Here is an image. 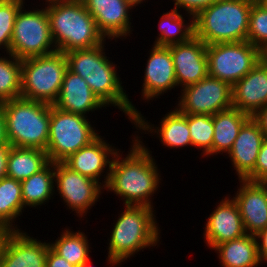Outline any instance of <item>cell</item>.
<instances>
[{"label":"cell","instance_id":"obj_7","mask_svg":"<svg viewBox=\"0 0 267 267\" xmlns=\"http://www.w3.org/2000/svg\"><path fill=\"white\" fill-rule=\"evenodd\" d=\"M67 69L65 54L59 51L21 60L20 97L53 105Z\"/></svg>","mask_w":267,"mask_h":267},{"label":"cell","instance_id":"obj_31","mask_svg":"<svg viewBox=\"0 0 267 267\" xmlns=\"http://www.w3.org/2000/svg\"><path fill=\"white\" fill-rule=\"evenodd\" d=\"M7 55L0 56V103L21 96V60Z\"/></svg>","mask_w":267,"mask_h":267},{"label":"cell","instance_id":"obj_37","mask_svg":"<svg viewBox=\"0 0 267 267\" xmlns=\"http://www.w3.org/2000/svg\"><path fill=\"white\" fill-rule=\"evenodd\" d=\"M45 267H75L70 264L65 258L55 253L50 247L46 256Z\"/></svg>","mask_w":267,"mask_h":267},{"label":"cell","instance_id":"obj_27","mask_svg":"<svg viewBox=\"0 0 267 267\" xmlns=\"http://www.w3.org/2000/svg\"><path fill=\"white\" fill-rule=\"evenodd\" d=\"M24 208L37 207L48 203L55 193L54 163L50 162L43 170L21 181Z\"/></svg>","mask_w":267,"mask_h":267},{"label":"cell","instance_id":"obj_40","mask_svg":"<svg viewBox=\"0 0 267 267\" xmlns=\"http://www.w3.org/2000/svg\"><path fill=\"white\" fill-rule=\"evenodd\" d=\"M9 150L10 145H0V179L6 177Z\"/></svg>","mask_w":267,"mask_h":267},{"label":"cell","instance_id":"obj_21","mask_svg":"<svg viewBox=\"0 0 267 267\" xmlns=\"http://www.w3.org/2000/svg\"><path fill=\"white\" fill-rule=\"evenodd\" d=\"M265 139L258 123L250 117L239 131L232 148L228 152L238 180H244L254 169Z\"/></svg>","mask_w":267,"mask_h":267},{"label":"cell","instance_id":"obj_29","mask_svg":"<svg viewBox=\"0 0 267 267\" xmlns=\"http://www.w3.org/2000/svg\"><path fill=\"white\" fill-rule=\"evenodd\" d=\"M24 211L21 182L10 177L0 179V227L7 231H20L15 224ZM14 223V225H13Z\"/></svg>","mask_w":267,"mask_h":267},{"label":"cell","instance_id":"obj_19","mask_svg":"<svg viewBox=\"0 0 267 267\" xmlns=\"http://www.w3.org/2000/svg\"><path fill=\"white\" fill-rule=\"evenodd\" d=\"M210 214L203 233L205 244L210 250L222 242L246 234L238 206L230 196H225Z\"/></svg>","mask_w":267,"mask_h":267},{"label":"cell","instance_id":"obj_12","mask_svg":"<svg viewBox=\"0 0 267 267\" xmlns=\"http://www.w3.org/2000/svg\"><path fill=\"white\" fill-rule=\"evenodd\" d=\"M56 191L67 208L83 217L98 202L104 188L96 181L72 170L64 162L54 163Z\"/></svg>","mask_w":267,"mask_h":267},{"label":"cell","instance_id":"obj_26","mask_svg":"<svg viewBox=\"0 0 267 267\" xmlns=\"http://www.w3.org/2000/svg\"><path fill=\"white\" fill-rule=\"evenodd\" d=\"M49 163L45 150L10 146L6 176L21 182L43 170Z\"/></svg>","mask_w":267,"mask_h":267},{"label":"cell","instance_id":"obj_38","mask_svg":"<svg viewBox=\"0 0 267 267\" xmlns=\"http://www.w3.org/2000/svg\"><path fill=\"white\" fill-rule=\"evenodd\" d=\"M255 237L257 240L259 259L262 263H267V227L255 235Z\"/></svg>","mask_w":267,"mask_h":267},{"label":"cell","instance_id":"obj_4","mask_svg":"<svg viewBox=\"0 0 267 267\" xmlns=\"http://www.w3.org/2000/svg\"><path fill=\"white\" fill-rule=\"evenodd\" d=\"M46 12L51 35L59 52L92 48L106 40L81 0L48 4Z\"/></svg>","mask_w":267,"mask_h":267},{"label":"cell","instance_id":"obj_13","mask_svg":"<svg viewBox=\"0 0 267 267\" xmlns=\"http://www.w3.org/2000/svg\"><path fill=\"white\" fill-rule=\"evenodd\" d=\"M29 234L8 231L0 248V267H45L50 247Z\"/></svg>","mask_w":267,"mask_h":267},{"label":"cell","instance_id":"obj_23","mask_svg":"<svg viewBox=\"0 0 267 267\" xmlns=\"http://www.w3.org/2000/svg\"><path fill=\"white\" fill-rule=\"evenodd\" d=\"M55 107L83 116L89 112L106 108L101 100L93 93L85 79L67 69L62 82L61 91Z\"/></svg>","mask_w":267,"mask_h":267},{"label":"cell","instance_id":"obj_46","mask_svg":"<svg viewBox=\"0 0 267 267\" xmlns=\"http://www.w3.org/2000/svg\"><path fill=\"white\" fill-rule=\"evenodd\" d=\"M90 260H86L84 261L82 264H80L78 267H92L91 265H89Z\"/></svg>","mask_w":267,"mask_h":267},{"label":"cell","instance_id":"obj_8","mask_svg":"<svg viewBox=\"0 0 267 267\" xmlns=\"http://www.w3.org/2000/svg\"><path fill=\"white\" fill-rule=\"evenodd\" d=\"M97 133H96V132ZM99 136L88 116L63 111L50 105L47 155L50 162H63Z\"/></svg>","mask_w":267,"mask_h":267},{"label":"cell","instance_id":"obj_3","mask_svg":"<svg viewBox=\"0 0 267 267\" xmlns=\"http://www.w3.org/2000/svg\"><path fill=\"white\" fill-rule=\"evenodd\" d=\"M154 211L145 205H125L108 238L107 263L110 266H120L135 253L160 242L161 232Z\"/></svg>","mask_w":267,"mask_h":267},{"label":"cell","instance_id":"obj_28","mask_svg":"<svg viewBox=\"0 0 267 267\" xmlns=\"http://www.w3.org/2000/svg\"><path fill=\"white\" fill-rule=\"evenodd\" d=\"M172 10V11H171ZM163 13L159 20V31L157 39L154 41L155 46H170L184 43L194 37V17L183 18L181 12L172 8ZM188 22V23H187Z\"/></svg>","mask_w":267,"mask_h":267},{"label":"cell","instance_id":"obj_30","mask_svg":"<svg viewBox=\"0 0 267 267\" xmlns=\"http://www.w3.org/2000/svg\"><path fill=\"white\" fill-rule=\"evenodd\" d=\"M55 242H49L50 248L65 258L70 264L78 267L84 261L91 259V247L87 235L80 230L78 232L71 231L69 228L61 232Z\"/></svg>","mask_w":267,"mask_h":267},{"label":"cell","instance_id":"obj_22","mask_svg":"<svg viewBox=\"0 0 267 267\" xmlns=\"http://www.w3.org/2000/svg\"><path fill=\"white\" fill-rule=\"evenodd\" d=\"M133 125L139 129L143 130L145 134H154L157 133V137L159 141L168 148H182L185 146L192 147V141L190 137V130L188 127V114L181 113L176 107L174 110H170V112L166 113L164 117H162L160 122V127H154V124H150L142 116L141 112H138ZM146 131L148 133H146Z\"/></svg>","mask_w":267,"mask_h":267},{"label":"cell","instance_id":"obj_11","mask_svg":"<svg viewBox=\"0 0 267 267\" xmlns=\"http://www.w3.org/2000/svg\"><path fill=\"white\" fill-rule=\"evenodd\" d=\"M176 108L183 114L211 115L232 106V86L208 75L201 81L181 89Z\"/></svg>","mask_w":267,"mask_h":267},{"label":"cell","instance_id":"obj_44","mask_svg":"<svg viewBox=\"0 0 267 267\" xmlns=\"http://www.w3.org/2000/svg\"><path fill=\"white\" fill-rule=\"evenodd\" d=\"M7 230H5L4 228L0 227V248L3 242V239L5 237V235L7 234Z\"/></svg>","mask_w":267,"mask_h":267},{"label":"cell","instance_id":"obj_14","mask_svg":"<svg viewBox=\"0 0 267 267\" xmlns=\"http://www.w3.org/2000/svg\"><path fill=\"white\" fill-rule=\"evenodd\" d=\"M94 18L99 32L104 38L126 39L133 34L130 10L134 7L125 0H81ZM132 29V30H131ZM116 38V39H115Z\"/></svg>","mask_w":267,"mask_h":267},{"label":"cell","instance_id":"obj_24","mask_svg":"<svg viewBox=\"0 0 267 267\" xmlns=\"http://www.w3.org/2000/svg\"><path fill=\"white\" fill-rule=\"evenodd\" d=\"M218 253L220 266L223 267H258L259 259L257 240L254 235L222 242L213 248Z\"/></svg>","mask_w":267,"mask_h":267},{"label":"cell","instance_id":"obj_33","mask_svg":"<svg viewBox=\"0 0 267 267\" xmlns=\"http://www.w3.org/2000/svg\"><path fill=\"white\" fill-rule=\"evenodd\" d=\"M25 0H0V50L10 51L14 22ZM2 48V49H1Z\"/></svg>","mask_w":267,"mask_h":267},{"label":"cell","instance_id":"obj_1","mask_svg":"<svg viewBox=\"0 0 267 267\" xmlns=\"http://www.w3.org/2000/svg\"><path fill=\"white\" fill-rule=\"evenodd\" d=\"M135 135L124 158L120 154L122 151L114 155L104 189L121 197L124 205H145L154 208L151 199L162 178L152 151L144 145L140 136Z\"/></svg>","mask_w":267,"mask_h":267},{"label":"cell","instance_id":"obj_45","mask_svg":"<svg viewBox=\"0 0 267 267\" xmlns=\"http://www.w3.org/2000/svg\"><path fill=\"white\" fill-rule=\"evenodd\" d=\"M256 1L267 10V0H256Z\"/></svg>","mask_w":267,"mask_h":267},{"label":"cell","instance_id":"obj_6","mask_svg":"<svg viewBox=\"0 0 267 267\" xmlns=\"http://www.w3.org/2000/svg\"><path fill=\"white\" fill-rule=\"evenodd\" d=\"M6 137L12 147L47 149L50 104L22 97L0 103Z\"/></svg>","mask_w":267,"mask_h":267},{"label":"cell","instance_id":"obj_10","mask_svg":"<svg viewBox=\"0 0 267 267\" xmlns=\"http://www.w3.org/2000/svg\"><path fill=\"white\" fill-rule=\"evenodd\" d=\"M208 74L233 86L260 60L261 50L248 41L207 45Z\"/></svg>","mask_w":267,"mask_h":267},{"label":"cell","instance_id":"obj_35","mask_svg":"<svg viewBox=\"0 0 267 267\" xmlns=\"http://www.w3.org/2000/svg\"><path fill=\"white\" fill-rule=\"evenodd\" d=\"M250 182H267V138L261 145L255 169L244 179Z\"/></svg>","mask_w":267,"mask_h":267},{"label":"cell","instance_id":"obj_42","mask_svg":"<svg viewBox=\"0 0 267 267\" xmlns=\"http://www.w3.org/2000/svg\"><path fill=\"white\" fill-rule=\"evenodd\" d=\"M261 60L267 64V45L261 49Z\"/></svg>","mask_w":267,"mask_h":267},{"label":"cell","instance_id":"obj_43","mask_svg":"<svg viewBox=\"0 0 267 267\" xmlns=\"http://www.w3.org/2000/svg\"><path fill=\"white\" fill-rule=\"evenodd\" d=\"M125 1L128 2L129 4H131L133 7L136 8V6H138V4L140 5L145 0H125Z\"/></svg>","mask_w":267,"mask_h":267},{"label":"cell","instance_id":"obj_15","mask_svg":"<svg viewBox=\"0 0 267 267\" xmlns=\"http://www.w3.org/2000/svg\"><path fill=\"white\" fill-rule=\"evenodd\" d=\"M173 58L177 85L185 86L197 83L208 74L207 45L197 38L168 46Z\"/></svg>","mask_w":267,"mask_h":267},{"label":"cell","instance_id":"obj_17","mask_svg":"<svg viewBox=\"0 0 267 267\" xmlns=\"http://www.w3.org/2000/svg\"><path fill=\"white\" fill-rule=\"evenodd\" d=\"M239 182L233 200L238 206L245 233L255 236L267 227V182Z\"/></svg>","mask_w":267,"mask_h":267},{"label":"cell","instance_id":"obj_47","mask_svg":"<svg viewBox=\"0 0 267 267\" xmlns=\"http://www.w3.org/2000/svg\"><path fill=\"white\" fill-rule=\"evenodd\" d=\"M62 1H66V0H45V5L51 4V3H56V2H62Z\"/></svg>","mask_w":267,"mask_h":267},{"label":"cell","instance_id":"obj_16","mask_svg":"<svg viewBox=\"0 0 267 267\" xmlns=\"http://www.w3.org/2000/svg\"><path fill=\"white\" fill-rule=\"evenodd\" d=\"M119 150L114 149V146L110 145L104 140V137L102 138L99 135L89 145L71 154L63 162L72 170L98 182L104 188L109 179L113 157ZM104 172L106 175L104 174V181L102 180L101 183L99 180Z\"/></svg>","mask_w":267,"mask_h":267},{"label":"cell","instance_id":"obj_20","mask_svg":"<svg viewBox=\"0 0 267 267\" xmlns=\"http://www.w3.org/2000/svg\"><path fill=\"white\" fill-rule=\"evenodd\" d=\"M267 105V64L260 60L232 86V106L253 116Z\"/></svg>","mask_w":267,"mask_h":267},{"label":"cell","instance_id":"obj_2","mask_svg":"<svg viewBox=\"0 0 267 267\" xmlns=\"http://www.w3.org/2000/svg\"><path fill=\"white\" fill-rule=\"evenodd\" d=\"M106 40L95 47L69 51L65 54L68 70L78 74L87 82L93 93L109 107H117L131 123L138 114L118 76L117 65L105 54ZM125 91V92H124Z\"/></svg>","mask_w":267,"mask_h":267},{"label":"cell","instance_id":"obj_9","mask_svg":"<svg viewBox=\"0 0 267 267\" xmlns=\"http://www.w3.org/2000/svg\"><path fill=\"white\" fill-rule=\"evenodd\" d=\"M41 8L26 11L23 5L16 15L9 53L20 60L57 51L46 7Z\"/></svg>","mask_w":267,"mask_h":267},{"label":"cell","instance_id":"obj_5","mask_svg":"<svg viewBox=\"0 0 267 267\" xmlns=\"http://www.w3.org/2000/svg\"><path fill=\"white\" fill-rule=\"evenodd\" d=\"M256 0H217L194 17V35L206 45L247 41Z\"/></svg>","mask_w":267,"mask_h":267},{"label":"cell","instance_id":"obj_36","mask_svg":"<svg viewBox=\"0 0 267 267\" xmlns=\"http://www.w3.org/2000/svg\"><path fill=\"white\" fill-rule=\"evenodd\" d=\"M174 9L179 10L183 8L186 10V14H189V17H195L200 11L204 8H207L217 0H173Z\"/></svg>","mask_w":267,"mask_h":267},{"label":"cell","instance_id":"obj_34","mask_svg":"<svg viewBox=\"0 0 267 267\" xmlns=\"http://www.w3.org/2000/svg\"><path fill=\"white\" fill-rule=\"evenodd\" d=\"M247 41L260 50L267 45V10L257 1L251 7Z\"/></svg>","mask_w":267,"mask_h":267},{"label":"cell","instance_id":"obj_25","mask_svg":"<svg viewBox=\"0 0 267 267\" xmlns=\"http://www.w3.org/2000/svg\"><path fill=\"white\" fill-rule=\"evenodd\" d=\"M248 114L231 107L213 115L214 136L212 155L230 151L243 124L250 118Z\"/></svg>","mask_w":267,"mask_h":267},{"label":"cell","instance_id":"obj_39","mask_svg":"<svg viewBox=\"0 0 267 267\" xmlns=\"http://www.w3.org/2000/svg\"><path fill=\"white\" fill-rule=\"evenodd\" d=\"M252 118L258 123L265 138H267V105L258 110Z\"/></svg>","mask_w":267,"mask_h":267},{"label":"cell","instance_id":"obj_32","mask_svg":"<svg viewBox=\"0 0 267 267\" xmlns=\"http://www.w3.org/2000/svg\"><path fill=\"white\" fill-rule=\"evenodd\" d=\"M188 127L192 146L202 150L204 157L212 155L214 136L213 116L203 114H188Z\"/></svg>","mask_w":267,"mask_h":267},{"label":"cell","instance_id":"obj_41","mask_svg":"<svg viewBox=\"0 0 267 267\" xmlns=\"http://www.w3.org/2000/svg\"><path fill=\"white\" fill-rule=\"evenodd\" d=\"M0 145H9L6 137L5 117L0 105Z\"/></svg>","mask_w":267,"mask_h":267},{"label":"cell","instance_id":"obj_18","mask_svg":"<svg viewBox=\"0 0 267 267\" xmlns=\"http://www.w3.org/2000/svg\"><path fill=\"white\" fill-rule=\"evenodd\" d=\"M149 54L141 92L142 99L147 101L178 87L169 47L152 45Z\"/></svg>","mask_w":267,"mask_h":267}]
</instances>
